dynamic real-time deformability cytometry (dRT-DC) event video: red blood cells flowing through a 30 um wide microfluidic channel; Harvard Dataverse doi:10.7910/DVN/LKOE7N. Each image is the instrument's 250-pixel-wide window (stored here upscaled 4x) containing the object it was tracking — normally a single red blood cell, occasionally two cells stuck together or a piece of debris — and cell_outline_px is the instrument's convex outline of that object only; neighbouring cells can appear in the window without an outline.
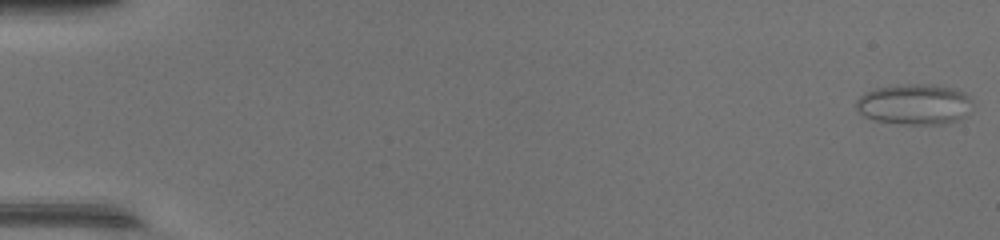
{"species": "common noctule bat (a hibernating species)", "species_latin": "Nyctalus noctula", "temperature_condition": "warm", "stored_images_in_passage": 47, "camera_frame_rate_fps": 3000, "um_per_image_px": 0.085, "animal": {"sex": "female", "body_mass_g": 17.0, "forearm_length_mm": 48.0}, "frame": {"image": 1, "passage_image": 1, "time_ms": 0.0, "image_size_px": [1000, 240], "cell_outline_px": [[972, 100], [968, 116], [944, 124], [904, 124], [876, 120], [864, 116], [856, 108], [856, 100], [864, 92], [876, 88], [896, 84], [936, 84], [956, 88], [964, 92]], "centroid_in_image_um": [77.75, 8.84], "position_along_channel_um": 7.2, "area_um2": 27.92}}
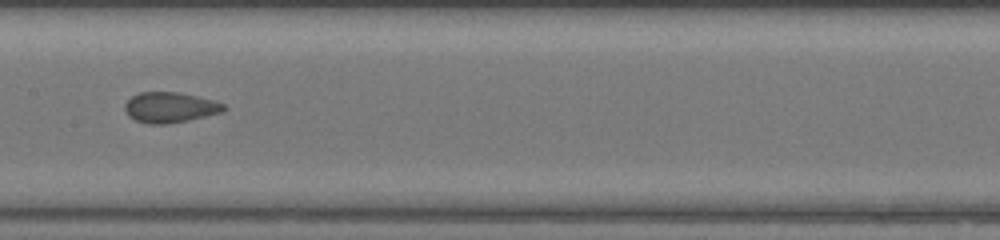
{"frame": {"image": 2, "passage_image": 26, "time_ms": 8.333, "image_size_px": [1000, 240], "cell_outline_px": [[228, 108], [224, 112], [188, 120], [164, 124], [148, 124], [136, 120], [128, 116], [124, 108], [124, 104], [132, 96], [140, 92], [180, 92], [216, 100], [224, 104]], "centroid_in_image_um": [14.49, 9.12], "position_along_channel_um": 192.9, "area_um2": 17.74}}
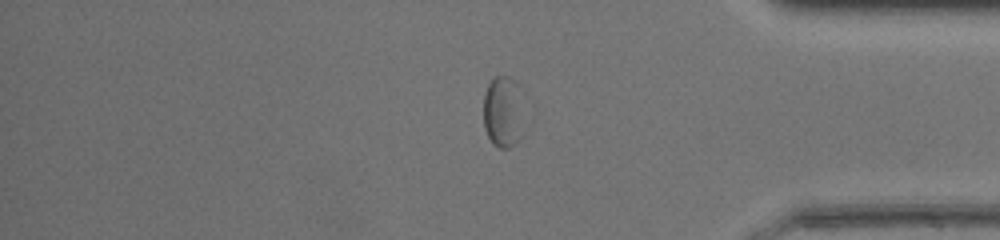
{"frame": {"image": 3, "passage_image": 41, "time_ms": 13.333, "image_size_px": [1000, 240], "cell_outline_px": [[520, 140], [516, 144], [508, 148], [500, 148], [492, 144], [484, 128], [484, 92], [488, 84], [496, 76], [508, 76], [516, 84], [520, 136]], "centroid_in_image_um": [42.65, 9.56], "position_along_channel_um": 392.5, "area_um2": 15.84}}